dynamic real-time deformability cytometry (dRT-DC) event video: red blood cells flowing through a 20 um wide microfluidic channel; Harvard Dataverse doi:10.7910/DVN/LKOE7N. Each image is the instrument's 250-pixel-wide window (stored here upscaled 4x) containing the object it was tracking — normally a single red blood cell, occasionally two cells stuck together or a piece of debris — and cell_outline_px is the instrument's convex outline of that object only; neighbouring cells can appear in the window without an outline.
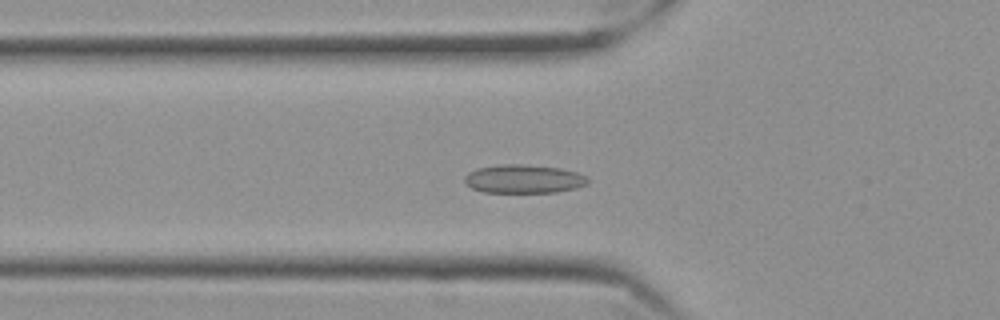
{"species": "Egyptian fruit bat (a non-hibernating species)", "species_latin": "Rousettus aegyptiacus", "temperature_condition": "cold", "stored_images_in_passage": 40, "camera_frame_rate_fps": 3000, "um_per_image_px": 0.085, "frame": {"image": 1, "passage_image": 15, "time_ms": 4.667, "image_size_px": [1000, 320], "cell_outline_px": [[592, 180], [588, 184], [576, 188], [556, 192], [484, 192], [472, 188], [464, 180], [464, 176], [468, 172], [476, 168], [500, 164], [524, 164], [560, 168], [576, 172], [588, 176]], "centroid_in_image_um": [44.55, 15.2], "position_along_channel_um": 81.2, "area_um2": 20.69}}
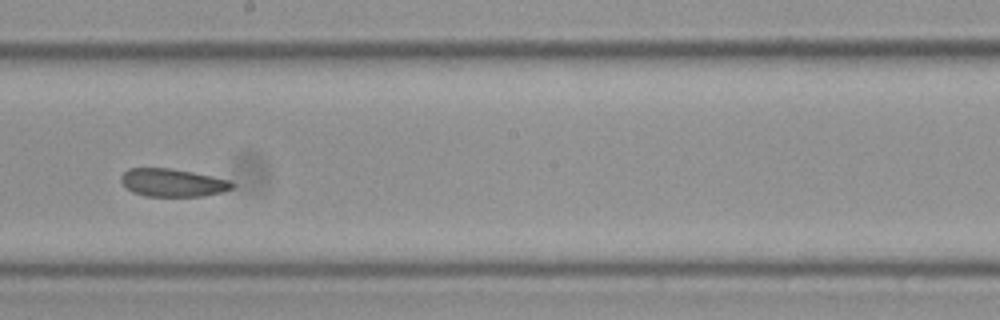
{"frame": {"image": 2, "passage_image": 28, "time_ms": 9.0, "image_size_px": [1000, 320], "cell_outline_px": [[236, 184], [232, 188], [220, 192], [204, 196], [144, 196], [132, 192], [120, 180], [120, 176], [128, 168], [168, 168], [192, 172], [232, 180]], "centroid_in_image_um": [14.68, 15.52], "position_along_channel_um": 233.5, "area_um2": 18.09}}
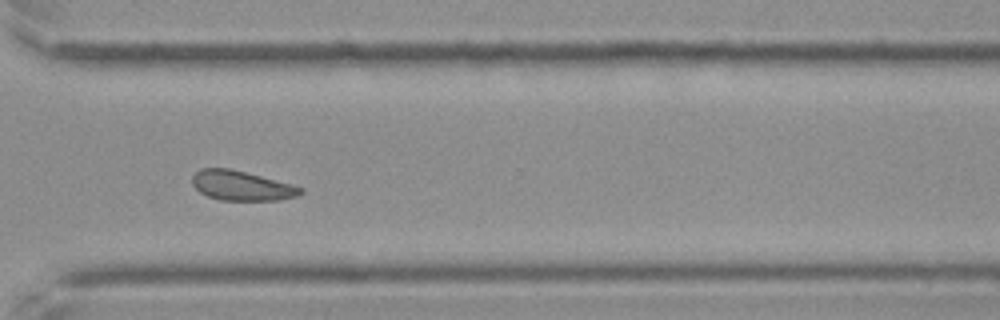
{"frame": {"image": 3, "passage_image": 38, "time_ms": 12.333, "image_size_px": [1000, 320], "cell_outline_px": [[304, 192], [296, 196], [280, 200], [220, 200], [208, 196], [200, 192], [192, 184], [192, 176], [200, 168], [228, 168], [292, 184], [304, 188]], "centroid_in_image_um": [20.53, 15.79], "position_along_channel_um": 350.1, "area_um2": 18.61}, "authors_computed_cell_mechanics": {"area_um2": 18.9006, "velocity_mm_per_s": 3.4961, "shape_relaxation_time_tau1_ms": null, "shape_relaxation_time_tau2_ms": 7.0327, "deformation_change_tau1": null, "deformation_change_tau2": 0.0985}}